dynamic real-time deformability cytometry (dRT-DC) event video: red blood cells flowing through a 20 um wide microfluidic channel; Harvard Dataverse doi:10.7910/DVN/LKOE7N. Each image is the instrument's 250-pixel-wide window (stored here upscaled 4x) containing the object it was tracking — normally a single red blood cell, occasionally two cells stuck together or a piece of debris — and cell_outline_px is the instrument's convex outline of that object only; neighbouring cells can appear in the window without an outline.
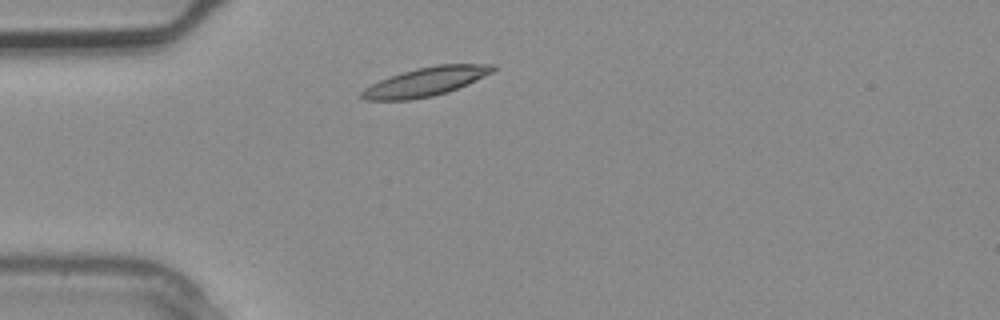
{"species": "common noctule bat (a hibernating species)", "species_latin": "Nyctalus noctula", "temperature_condition": "warm", "stored_images_in_passage": 1, "camera_frame_rate_fps": 3000, "um_per_image_px": 0.085, "animal": {"sex": "male", "body_mass_g": 20.4}, "frame": {"image": 1, "passage_image": 1, "time_ms": 0.0, "image_size_px": [1000, 320], "cell_outline_px": [[496, 68], [492, 72], [476, 80], [448, 92], [432, 96], [408, 100], [364, 100], [360, 96], [360, 92], [364, 88], [380, 80], [416, 68], [436, 64], [496, 64]], "centroid_in_image_um": [36.18, 6.94], "position_along_channel_um": 48.8, "area_um2": 21.85}}